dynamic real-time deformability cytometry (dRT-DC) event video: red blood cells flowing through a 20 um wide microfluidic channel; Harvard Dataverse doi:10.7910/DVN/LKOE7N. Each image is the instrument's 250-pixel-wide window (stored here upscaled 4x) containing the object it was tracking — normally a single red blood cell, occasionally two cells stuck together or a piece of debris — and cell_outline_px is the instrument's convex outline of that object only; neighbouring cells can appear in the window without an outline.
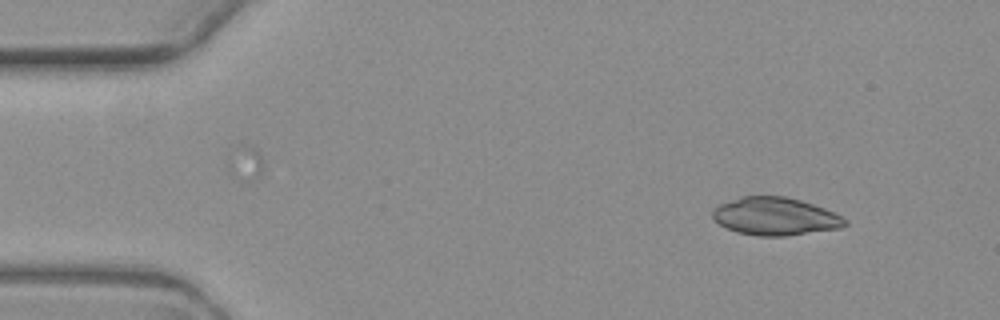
{"species": "common noctule bat (a hibernating species)", "species_latin": "Nyctalus noctula", "temperature_condition": "warm", "stored_images_in_passage": 4, "camera_frame_rate_fps": 3000, "um_per_image_px": 0.085, "animal": {"sex": "female", "body_mass_g": 19.3, "forearm_length_mm": 54.1}, "frame": {"image": 1, "passage_image": 1, "time_ms": 0.0, "image_size_px": [1000, 320], "cell_outline_px": [[848, 224], [840, 228], [784, 236], [760, 236], [736, 232], [720, 224], [712, 216], [712, 208], [720, 204], [740, 196], [784, 196], [800, 200], [824, 208], [848, 220]], "centroid_in_image_um": [65.88, 18.39], "position_along_channel_um": 19.1, "area_um2": 29.02}}